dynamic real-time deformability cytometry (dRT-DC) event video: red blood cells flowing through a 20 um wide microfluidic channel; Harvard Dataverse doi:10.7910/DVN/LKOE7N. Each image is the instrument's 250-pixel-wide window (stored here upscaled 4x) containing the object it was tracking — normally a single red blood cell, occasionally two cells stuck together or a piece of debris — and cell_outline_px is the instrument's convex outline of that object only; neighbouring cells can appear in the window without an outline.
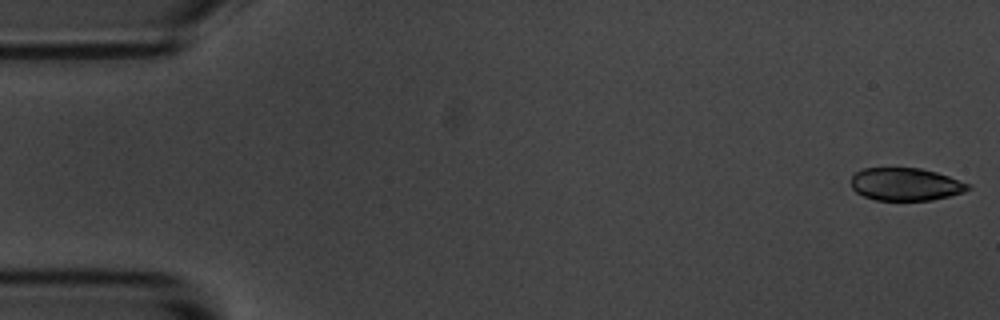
{"species": "common noctule bat (a hibernating species)", "species_latin": "Nyctalus noctula", "temperature_condition": "room temperature", "stored_images_in_passage": 55, "camera_frame_rate_fps": 3000, "um_per_image_px": 0.085, "animal": {"sex": "male", "body_mass_g": 20.1, "forearm_length_mm": 53.5}, "frame": {"image": 1, "passage_image": 1, "time_ms": 0.0, "image_size_px": [1000, 320], "cell_outline_px": [[972, 188], [964, 192], [932, 200], [876, 200], [864, 196], [856, 192], [852, 188], [852, 176], [856, 172], [864, 168], [920, 168], [936, 172], [972, 184]], "centroid_in_image_um": [77.01, 15.66], "position_along_channel_um": 8.0, "area_um2": 22.31}}
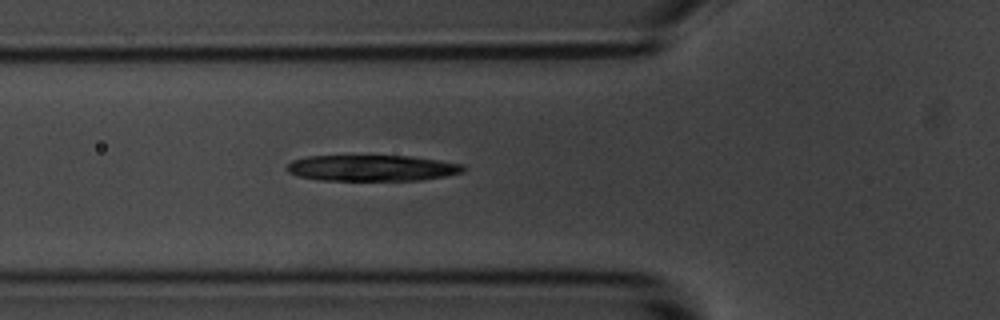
{"frame": {"image": 2, "passage_image": 19, "time_ms": 6.0, "image_size_px": [1000, 320], "cell_outline_px": [[468, 168], [464, 172], [444, 176], [420, 180], [320, 180], [296, 176], [288, 172], [284, 168], [292, 160], [308, 156], [408, 156], [464, 164]], "centroid_in_image_um": [31.6, 14.28], "position_along_channel_um": 94.2, "area_um2": 26.82}}
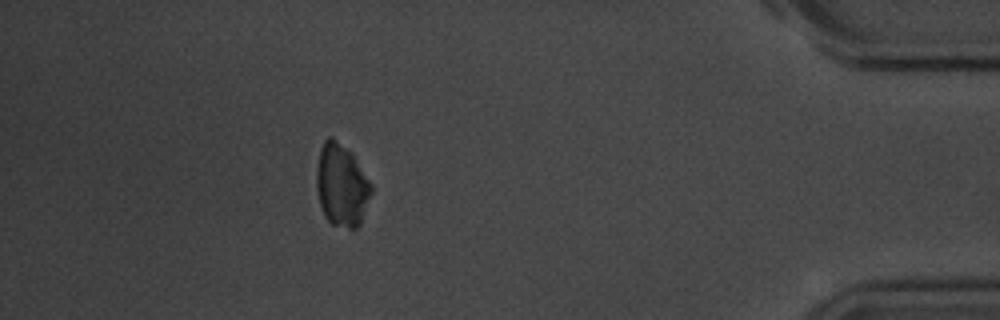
{"frame": {"image": 3, "passage_image": 49, "time_ms": 16.0, "image_size_px": [1000, 320], "cell_outline_px": [[372, 192], [360, 224], [356, 228], [348, 228], [332, 224], [324, 216], [320, 204], [316, 188], [316, 168], [320, 148], [324, 140], [328, 136], [332, 136], [352, 152], [372, 184]], "centroid_in_image_um": [29.03, 15.71], "position_along_channel_um": 406.2, "area_um2": 26.59}, "authors_computed_cell_mechanics": {"area_um2": 27.5128, "velocity_mm_per_s": 3.6152, "shape_relaxation_time_tau1_ms": 3.1163, "shape_relaxation_time_tau2_ms": null, "deformation_change_tau1": 0.1248, "deformation_change_tau2": null}}